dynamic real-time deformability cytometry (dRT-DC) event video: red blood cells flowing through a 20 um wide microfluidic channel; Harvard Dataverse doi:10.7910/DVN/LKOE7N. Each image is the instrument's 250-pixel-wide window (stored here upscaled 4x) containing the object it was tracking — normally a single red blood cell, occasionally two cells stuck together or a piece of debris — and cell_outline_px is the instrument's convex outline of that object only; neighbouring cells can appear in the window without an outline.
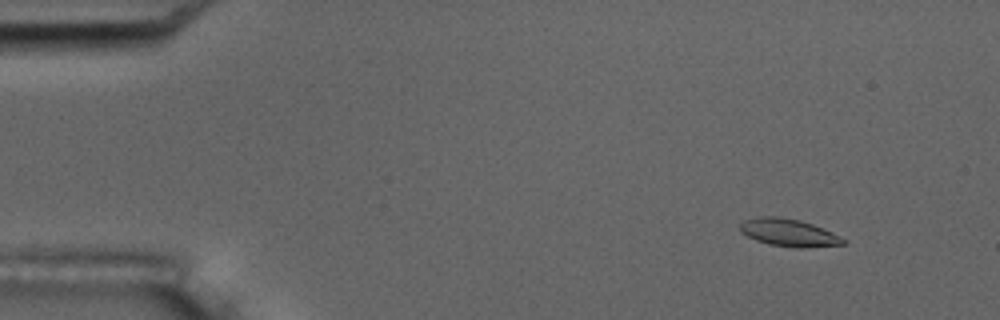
{"species": "common noctule bat (a hibernating species)", "species_latin": "Nyctalus noctula", "temperature_condition": "room temperature", "stored_images_in_passage": 5, "camera_frame_rate_fps": 3000, "um_per_image_px": 0.085, "animal": {"sex": "male", "body_mass_g": 17.5, "forearm_length_mm": 52.3}, "frame": {"image": 1, "passage_image": 1, "time_ms": 0.0, "image_size_px": [1000, 320], "cell_outline_px": [[848, 240], [844, 244], [804, 248], [796, 248], [768, 244], [756, 240], [740, 232], [740, 224], [744, 220], [760, 216], [776, 216], [800, 220], [812, 224], [832, 232]], "centroid_in_image_um": [67.05, 19.78], "position_along_channel_um": 18.0, "area_um2": 16.59}}
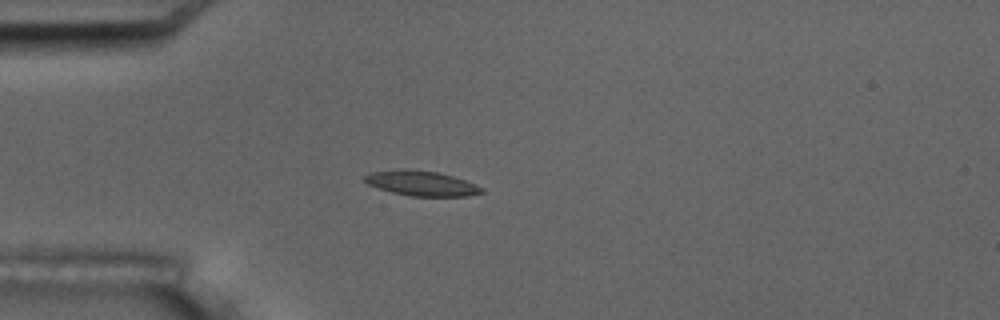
{"frame": {"image": 2, "passage_image": 4, "time_ms": 3.333, "image_size_px": [1000, 320], "cell_outline_px": [[484, 192], [468, 196], [412, 196], [392, 192], [368, 184], [364, 180], [364, 176], [368, 172], [400, 168], [404, 168], [436, 172], [452, 176], [464, 180], [484, 188]], "centroid_in_image_um": [35.79, 15.57], "position_along_channel_um": 49.2, "area_um2": 16.99}}